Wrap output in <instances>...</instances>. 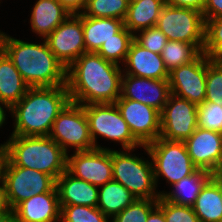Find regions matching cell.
<instances>
[{
    "label": "cell",
    "instance_id": "6da1fadb",
    "mask_svg": "<svg viewBox=\"0 0 222 222\" xmlns=\"http://www.w3.org/2000/svg\"><path fill=\"white\" fill-rule=\"evenodd\" d=\"M121 66L95 52L83 53L67 68L70 102L88 105L115 103L121 96Z\"/></svg>",
    "mask_w": 222,
    "mask_h": 222
},
{
    "label": "cell",
    "instance_id": "7a4b0ae2",
    "mask_svg": "<svg viewBox=\"0 0 222 222\" xmlns=\"http://www.w3.org/2000/svg\"><path fill=\"white\" fill-rule=\"evenodd\" d=\"M42 41L39 44L26 42L2 32L1 49L29 87L66 85L67 69L49 49L45 39Z\"/></svg>",
    "mask_w": 222,
    "mask_h": 222
},
{
    "label": "cell",
    "instance_id": "3957f363",
    "mask_svg": "<svg viewBox=\"0 0 222 222\" xmlns=\"http://www.w3.org/2000/svg\"><path fill=\"white\" fill-rule=\"evenodd\" d=\"M69 102L67 85L30 87L10 109L14 120L11 135L49 136L53 122Z\"/></svg>",
    "mask_w": 222,
    "mask_h": 222
},
{
    "label": "cell",
    "instance_id": "277c9868",
    "mask_svg": "<svg viewBox=\"0 0 222 222\" xmlns=\"http://www.w3.org/2000/svg\"><path fill=\"white\" fill-rule=\"evenodd\" d=\"M4 143V166L35 169L50 175L55 181L66 171L67 153L49 136L11 135Z\"/></svg>",
    "mask_w": 222,
    "mask_h": 222
},
{
    "label": "cell",
    "instance_id": "5b68a950",
    "mask_svg": "<svg viewBox=\"0 0 222 222\" xmlns=\"http://www.w3.org/2000/svg\"><path fill=\"white\" fill-rule=\"evenodd\" d=\"M135 149H112L113 180L126 187L137 199H159L152 159L137 157ZM145 159V160H144Z\"/></svg>",
    "mask_w": 222,
    "mask_h": 222
},
{
    "label": "cell",
    "instance_id": "8992f818",
    "mask_svg": "<svg viewBox=\"0 0 222 222\" xmlns=\"http://www.w3.org/2000/svg\"><path fill=\"white\" fill-rule=\"evenodd\" d=\"M142 148L146 151L148 158L152 159L156 187L161 176L172 186L198 170L183 141H171L158 137L155 141L142 145Z\"/></svg>",
    "mask_w": 222,
    "mask_h": 222
},
{
    "label": "cell",
    "instance_id": "52a82bcc",
    "mask_svg": "<svg viewBox=\"0 0 222 222\" xmlns=\"http://www.w3.org/2000/svg\"><path fill=\"white\" fill-rule=\"evenodd\" d=\"M95 148L109 149L97 144L98 137L121 143L122 149H136L142 145L133 137L128 124L115 103L83 105Z\"/></svg>",
    "mask_w": 222,
    "mask_h": 222
},
{
    "label": "cell",
    "instance_id": "ba28073f",
    "mask_svg": "<svg viewBox=\"0 0 222 222\" xmlns=\"http://www.w3.org/2000/svg\"><path fill=\"white\" fill-rule=\"evenodd\" d=\"M156 27L168 40L193 44L200 52L205 43V20L203 13L190 9L164 5Z\"/></svg>",
    "mask_w": 222,
    "mask_h": 222
},
{
    "label": "cell",
    "instance_id": "9c48e42d",
    "mask_svg": "<svg viewBox=\"0 0 222 222\" xmlns=\"http://www.w3.org/2000/svg\"><path fill=\"white\" fill-rule=\"evenodd\" d=\"M49 137L67 154L69 148L75 152L95 148L84 107L73 102H69L58 114Z\"/></svg>",
    "mask_w": 222,
    "mask_h": 222
},
{
    "label": "cell",
    "instance_id": "30bf717a",
    "mask_svg": "<svg viewBox=\"0 0 222 222\" xmlns=\"http://www.w3.org/2000/svg\"><path fill=\"white\" fill-rule=\"evenodd\" d=\"M2 182L11 210L24 200L50 192L56 186V181L50 175L19 166H4Z\"/></svg>",
    "mask_w": 222,
    "mask_h": 222
},
{
    "label": "cell",
    "instance_id": "8fae6325",
    "mask_svg": "<svg viewBox=\"0 0 222 222\" xmlns=\"http://www.w3.org/2000/svg\"><path fill=\"white\" fill-rule=\"evenodd\" d=\"M207 55L201 52L194 60L169 72L170 93L197 105L206 96Z\"/></svg>",
    "mask_w": 222,
    "mask_h": 222
},
{
    "label": "cell",
    "instance_id": "7c38bea8",
    "mask_svg": "<svg viewBox=\"0 0 222 222\" xmlns=\"http://www.w3.org/2000/svg\"><path fill=\"white\" fill-rule=\"evenodd\" d=\"M66 171L75 178L101 187L113 180L112 149L94 148L67 154Z\"/></svg>",
    "mask_w": 222,
    "mask_h": 222
},
{
    "label": "cell",
    "instance_id": "4fadbf2b",
    "mask_svg": "<svg viewBox=\"0 0 222 222\" xmlns=\"http://www.w3.org/2000/svg\"><path fill=\"white\" fill-rule=\"evenodd\" d=\"M198 105L170 94L160 113L162 139L185 141L197 128Z\"/></svg>",
    "mask_w": 222,
    "mask_h": 222
},
{
    "label": "cell",
    "instance_id": "5bb4252c",
    "mask_svg": "<svg viewBox=\"0 0 222 222\" xmlns=\"http://www.w3.org/2000/svg\"><path fill=\"white\" fill-rule=\"evenodd\" d=\"M49 49L67 69L86 53L83 37V13L70 14L45 38Z\"/></svg>",
    "mask_w": 222,
    "mask_h": 222
},
{
    "label": "cell",
    "instance_id": "9a60e30c",
    "mask_svg": "<svg viewBox=\"0 0 222 222\" xmlns=\"http://www.w3.org/2000/svg\"><path fill=\"white\" fill-rule=\"evenodd\" d=\"M115 104L133 137L141 145H147L160 136L161 118L158 110L129 99H117Z\"/></svg>",
    "mask_w": 222,
    "mask_h": 222
},
{
    "label": "cell",
    "instance_id": "2e32d148",
    "mask_svg": "<svg viewBox=\"0 0 222 222\" xmlns=\"http://www.w3.org/2000/svg\"><path fill=\"white\" fill-rule=\"evenodd\" d=\"M184 143L198 169L219 174L222 169V133L197 127Z\"/></svg>",
    "mask_w": 222,
    "mask_h": 222
},
{
    "label": "cell",
    "instance_id": "e0dca14e",
    "mask_svg": "<svg viewBox=\"0 0 222 222\" xmlns=\"http://www.w3.org/2000/svg\"><path fill=\"white\" fill-rule=\"evenodd\" d=\"M170 94L168 79H148L123 74L121 96L118 99L138 101L161 113Z\"/></svg>",
    "mask_w": 222,
    "mask_h": 222
},
{
    "label": "cell",
    "instance_id": "ac0fdd59",
    "mask_svg": "<svg viewBox=\"0 0 222 222\" xmlns=\"http://www.w3.org/2000/svg\"><path fill=\"white\" fill-rule=\"evenodd\" d=\"M13 211L17 222H60L61 207L56 186L50 192L24 200Z\"/></svg>",
    "mask_w": 222,
    "mask_h": 222
},
{
    "label": "cell",
    "instance_id": "d6986e66",
    "mask_svg": "<svg viewBox=\"0 0 222 222\" xmlns=\"http://www.w3.org/2000/svg\"><path fill=\"white\" fill-rule=\"evenodd\" d=\"M123 74L148 79H168L169 72L164 65L161 54L143 48L135 40L130 44Z\"/></svg>",
    "mask_w": 222,
    "mask_h": 222
},
{
    "label": "cell",
    "instance_id": "ffe728a7",
    "mask_svg": "<svg viewBox=\"0 0 222 222\" xmlns=\"http://www.w3.org/2000/svg\"><path fill=\"white\" fill-rule=\"evenodd\" d=\"M60 205H82L97 207L99 187L75 178L64 171L56 179Z\"/></svg>",
    "mask_w": 222,
    "mask_h": 222
},
{
    "label": "cell",
    "instance_id": "44dd1931",
    "mask_svg": "<svg viewBox=\"0 0 222 222\" xmlns=\"http://www.w3.org/2000/svg\"><path fill=\"white\" fill-rule=\"evenodd\" d=\"M31 12V31L41 39H45L70 15L58 0H37Z\"/></svg>",
    "mask_w": 222,
    "mask_h": 222
},
{
    "label": "cell",
    "instance_id": "7402d4cb",
    "mask_svg": "<svg viewBox=\"0 0 222 222\" xmlns=\"http://www.w3.org/2000/svg\"><path fill=\"white\" fill-rule=\"evenodd\" d=\"M29 88L11 59L0 48V100L11 109Z\"/></svg>",
    "mask_w": 222,
    "mask_h": 222
},
{
    "label": "cell",
    "instance_id": "603a6c76",
    "mask_svg": "<svg viewBox=\"0 0 222 222\" xmlns=\"http://www.w3.org/2000/svg\"><path fill=\"white\" fill-rule=\"evenodd\" d=\"M124 27L117 18L87 17L83 14V37L86 52H97L104 42L114 38Z\"/></svg>",
    "mask_w": 222,
    "mask_h": 222
},
{
    "label": "cell",
    "instance_id": "cb8c5ba5",
    "mask_svg": "<svg viewBox=\"0 0 222 222\" xmlns=\"http://www.w3.org/2000/svg\"><path fill=\"white\" fill-rule=\"evenodd\" d=\"M199 222H221V178L214 175L201 189L192 205Z\"/></svg>",
    "mask_w": 222,
    "mask_h": 222
},
{
    "label": "cell",
    "instance_id": "d4e9b609",
    "mask_svg": "<svg viewBox=\"0 0 222 222\" xmlns=\"http://www.w3.org/2000/svg\"><path fill=\"white\" fill-rule=\"evenodd\" d=\"M214 175L203 169H198L192 175L181 179L172 185V191H160L159 194L166 200L179 204L192 206L201 189Z\"/></svg>",
    "mask_w": 222,
    "mask_h": 222
},
{
    "label": "cell",
    "instance_id": "484cf974",
    "mask_svg": "<svg viewBox=\"0 0 222 222\" xmlns=\"http://www.w3.org/2000/svg\"><path fill=\"white\" fill-rule=\"evenodd\" d=\"M164 0H139L129 3L124 26L135 35L137 32L156 26Z\"/></svg>",
    "mask_w": 222,
    "mask_h": 222
},
{
    "label": "cell",
    "instance_id": "4316f807",
    "mask_svg": "<svg viewBox=\"0 0 222 222\" xmlns=\"http://www.w3.org/2000/svg\"><path fill=\"white\" fill-rule=\"evenodd\" d=\"M136 199L126 187L112 180L99 187L97 208L112 219Z\"/></svg>",
    "mask_w": 222,
    "mask_h": 222
},
{
    "label": "cell",
    "instance_id": "83f0119b",
    "mask_svg": "<svg viewBox=\"0 0 222 222\" xmlns=\"http://www.w3.org/2000/svg\"><path fill=\"white\" fill-rule=\"evenodd\" d=\"M133 40L134 35L124 26L114 35V38L104 42L96 53L102 56L105 60L118 65L122 63L123 65Z\"/></svg>",
    "mask_w": 222,
    "mask_h": 222
},
{
    "label": "cell",
    "instance_id": "f1b7e54d",
    "mask_svg": "<svg viewBox=\"0 0 222 222\" xmlns=\"http://www.w3.org/2000/svg\"><path fill=\"white\" fill-rule=\"evenodd\" d=\"M200 53L193 44L168 40L162 50L161 57L166 69L170 72L174 68L191 62Z\"/></svg>",
    "mask_w": 222,
    "mask_h": 222
},
{
    "label": "cell",
    "instance_id": "f546056e",
    "mask_svg": "<svg viewBox=\"0 0 222 222\" xmlns=\"http://www.w3.org/2000/svg\"><path fill=\"white\" fill-rule=\"evenodd\" d=\"M128 8V0H87L83 14L87 17L124 20Z\"/></svg>",
    "mask_w": 222,
    "mask_h": 222
},
{
    "label": "cell",
    "instance_id": "4dcf8cb0",
    "mask_svg": "<svg viewBox=\"0 0 222 222\" xmlns=\"http://www.w3.org/2000/svg\"><path fill=\"white\" fill-rule=\"evenodd\" d=\"M60 222H110L97 207L60 205Z\"/></svg>",
    "mask_w": 222,
    "mask_h": 222
},
{
    "label": "cell",
    "instance_id": "1f68e13d",
    "mask_svg": "<svg viewBox=\"0 0 222 222\" xmlns=\"http://www.w3.org/2000/svg\"><path fill=\"white\" fill-rule=\"evenodd\" d=\"M205 101L222 106V59L207 56Z\"/></svg>",
    "mask_w": 222,
    "mask_h": 222
},
{
    "label": "cell",
    "instance_id": "d6a6232c",
    "mask_svg": "<svg viewBox=\"0 0 222 222\" xmlns=\"http://www.w3.org/2000/svg\"><path fill=\"white\" fill-rule=\"evenodd\" d=\"M202 52L211 59H222V16L205 20V43Z\"/></svg>",
    "mask_w": 222,
    "mask_h": 222
},
{
    "label": "cell",
    "instance_id": "836d02e7",
    "mask_svg": "<svg viewBox=\"0 0 222 222\" xmlns=\"http://www.w3.org/2000/svg\"><path fill=\"white\" fill-rule=\"evenodd\" d=\"M158 199H136L110 222H146L149 213L157 206Z\"/></svg>",
    "mask_w": 222,
    "mask_h": 222
},
{
    "label": "cell",
    "instance_id": "e575fe53",
    "mask_svg": "<svg viewBox=\"0 0 222 222\" xmlns=\"http://www.w3.org/2000/svg\"><path fill=\"white\" fill-rule=\"evenodd\" d=\"M197 127L222 133V106L206 101L198 105Z\"/></svg>",
    "mask_w": 222,
    "mask_h": 222
},
{
    "label": "cell",
    "instance_id": "d590c367",
    "mask_svg": "<svg viewBox=\"0 0 222 222\" xmlns=\"http://www.w3.org/2000/svg\"><path fill=\"white\" fill-rule=\"evenodd\" d=\"M157 206L163 211L166 222H199L192 206L170 202L163 196L158 199Z\"/></svg>",
    "mask_w": 222,
    "mask_h": 222
},
{
    "label": "cell",
    "instance_id": "8d00e7d4",
    "mask_svg": "<svg viewBox=\"0 0 222 222\" xmlns=\"http://www.w3.org/2000/svg\"><path fill=\"white\" fill-rule=\"evenodd\" d=\"M134 40L143 48L161 54L167 44V37L156 26L141 30L134 35Z\"/></svg>",
    "mask_w": 222,
    "mask_h": 222
},
{
    "label": "cell",
    "instance_id": "74e56055",
    "mask_svg": "<svg viewBox=\"0 0 222 222\" xmlns=\"http://www.w3.org/2000/svg\"><path fill=\"white\" fill-rule=\"evenodd\" d=\"M222 16V0H205L203 9L204 20Z\"/></svg>",
    "mask_w": 222,
    "mask_h": 222
},
{
    "label": "cell",
    "instance_id": "f35d334b",
    "mask_svg": "<svg viewBox=\"0 0 222 222\" xmlns=\"http://www.w3.org/2000/svg\"><path fill=\"white\" fill-rule=\"evenodd\" d=\"M164 4L168 6L190 8L203 13L205 0H164Z\"/></svg>",
    "mask_w": 222,
    "mask_h": 222
},
{
    "label": "cell",
    "instance_id": "ab89813d",
    "mask_svg": "<svg viewBox=\"0 0 222 222\" xmlns=\"http://www.w3.org/2000/svg\"><path fill=\"white\" fill-rule=\"evenodd\" d=\"M70 14H82L87 0H58Z\"/></svg>",
    "mask_w": 222,
    "mask_h": 222
},
{
    "label": "cell",
    "instance_id": "60d3db41",
    "mask_svg": "<svg viewBox=\"0 0 222 222\" xmlns=\"http://www.w3.org/2000/svg\"><path fill=\"white\" fill-rule=\"evenodd\" d=\"M146 222H166L163 211L156 206L150 213Z\"/></svg>",
    "mask_w": 222,
    "mask_h": 222
},
{
    "label": "cell",
    "instance_id": "b9f144b4",
    "mask_svg": "<svg viewBox=\"0 0 222 222\" xmlns=\"http://www.w3.org/2000/svg\"><path fill=\"white\" fill-rule=\"evenodd\" d=\"M10 210L5 194V188L3 182L0 183V216L6 214Z\"/></svg>",
    "mask_w": 222,
    "mask_h": 222
},
{
    "label": "cell",
    "instance_id": "7bdbcfd3",
    "mask_svg": "<svg viewBox=\"0 0 222 222\" xmlns=\"http://www.w3.org/2000/svg\"><path fill=\"white\" fill-rule=\"evenodd\" d=\"M6 161V147L5 143L0 144V183H2L3 178V167Z\"/></svg>",
    "mask_w": 222,
    "mask_h": 222
},
{
    "label": "cell",
    "instance_id": "ee69618b",
    "mask_svg": "<svg viewBox=\"0 0 222 222\" xmlns=\"http://www.w3.org/2000/svg\"><path fill=\"white\" fill-rule=\"evenodd\" d=\"M5 109L6 111L9 110L8 112H10V108L4 102L0 100V127H2L3 124L6 123L5 120H6L7 115H6Z\"/></svg>",
    "mask_w": 222,
    "mask_h": 222
},
{
    "label": "cell",
    "instance_id": "f6af8a7d",
    "mask_svg": "<svg viewBox=\"0 0 222 222\" xmlns=\"http://www.w3.org/2000/svg\"><path fill=\"white\" fill-rule=\"evenodd\" d=\"M0 222H17L13 210H9L6 214L0 216Z\"/></svg>",
    "mask_w": 222,
    "mask_h": 222
},
{
    "label": "cell",
    "instance_id": "bcb514c9",
    "mask_svg": "<svg viewBox=\"0 0 222 222\" xmlns=\"http://www.w3.org/2000/svg\"><path fill=\"white\" fill-rule=\"evenodd\" d=\"M221 204H222V179H221Z\"/></svg>",
    "mask_w": 222,
    "mask_h": 222
},
{
    "label": "cell",
    "instance_id": "7dc6e473",
    "mask_svg": "<svg viewBox=\"0 0 222 222\" xmlns=\"http://www.w3.org/2000/svg\"><path fill=\"white\" fill-rule=\"evenodd\" d=\"M218 176L222 179V169H221V171L219 172Z\"/></svg>",
    "mask_w": 222,
    "mask_h": 222
},
{
    "label": "cell",
    "instance_id": "c3c4849f",
    "mask_svg": "<svg viewBox=\"0 0 222 222\" xmlns=\"http://www.w3.org/2000/svg\"><path fill=\"white\" fill-rule=\"evenodd\" d=\"M129 3H132V2H136V1H139V0H128Z\"/></svg>",
    "mask_w": 222,
    "mask_h": 222
},
{
    "label": "cell",
    "instance_id": "681fc988",
    "mask_svg": "<svg viewBox=\"0 0 222 222\" xmlns=\"http://www.w3.org/2000/svg\"><path fill=\"white\" fill-rule=\"evenodd\" d=\"M1 35H2V32H0V48H1Z\"/></svg>",
    "mask_w": 222,
    "mask_h": 222
}]
</instances>
